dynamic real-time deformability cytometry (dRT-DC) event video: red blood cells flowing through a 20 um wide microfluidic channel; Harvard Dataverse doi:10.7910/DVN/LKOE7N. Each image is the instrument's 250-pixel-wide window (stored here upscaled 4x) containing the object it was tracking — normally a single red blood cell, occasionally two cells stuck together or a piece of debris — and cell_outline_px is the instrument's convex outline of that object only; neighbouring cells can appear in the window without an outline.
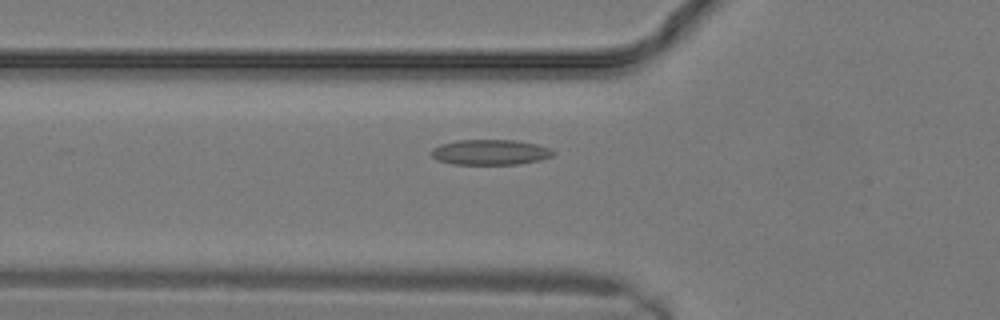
{"species": "common noctule bat (a hibernating species)", "species_latin": "Nyctalus noctula", "temperature_condition": "warm", "stored_images_in_passage": 8, "camera_frame_rate_fps": 3000, "um_per_image_px": 0.085, "animal": {"sex": "male", "body_mass_g": 19.2, "forearm_length_mm": 51.8}, "frame": {"image": 1, "passage_image": 6, "time_ms": 1.667, "image_size_px": [1000, 320], "cell_outline_px": [[556, 152], [552, 156], [540, 160], [516, 164], [452, 164], [436, 160], [428, 152], [432, 148], [440, 144], [456, 140], [516, 140], [536, 144], [548, 148]], "centroid_in_image_um": [41.61, 12.93], "position_along_channel_um": 84.2, "area_um2": 18.09}}
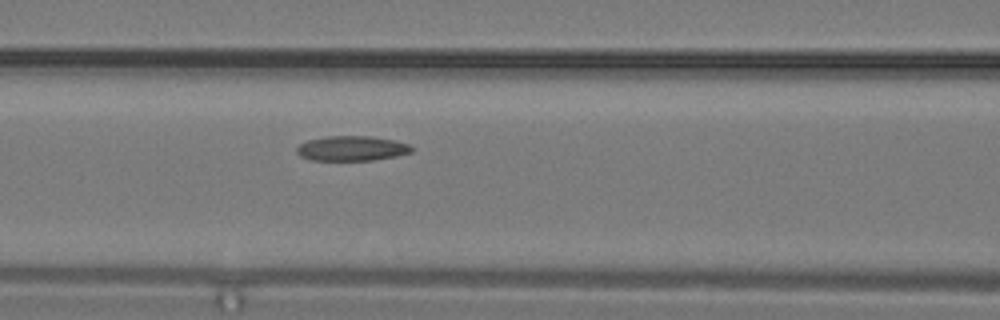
{"frame": {"image": 2, "passage_image": 8, "time_ms": 2.333, "image_size_px": [1000, 320], "cell_outline_px": [[412, 152], [396, 156], [372, 160], [312, 160], [300, 156], [296, 152], [296, 148], [300, 144], [308, 140], [324, 136], [372, 136], [396, 140], [408, 144], [412, 148]], "centroid_in_image_um": [29.89, 12.6], "position_along_channel_um": 136.7, "area_um2": 16.7}}